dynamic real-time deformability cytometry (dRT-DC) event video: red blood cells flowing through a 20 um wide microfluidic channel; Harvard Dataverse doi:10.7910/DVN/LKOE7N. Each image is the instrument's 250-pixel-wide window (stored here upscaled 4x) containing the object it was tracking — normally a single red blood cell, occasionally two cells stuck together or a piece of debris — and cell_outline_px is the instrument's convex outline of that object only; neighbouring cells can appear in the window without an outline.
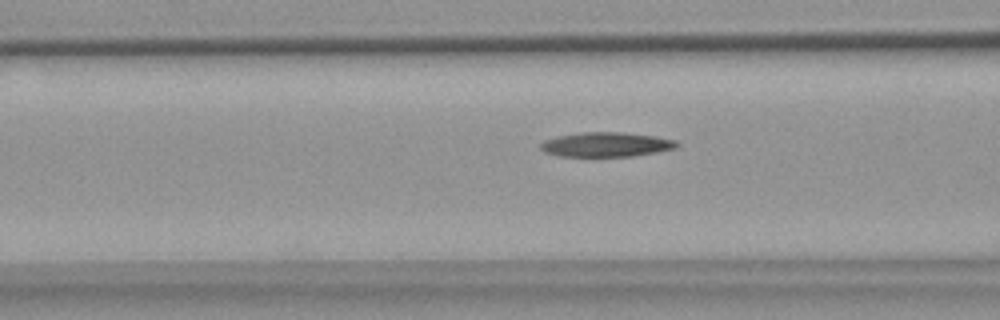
{"species": "common noctule bat (a hibernating species)", "species_latin": "Nyctalus noctula", "temperature_condition": "warm", "stored_images_in_passage": 55, "camera_frame_rate_fps": 3000, "um_per_image_px": 0.085, "animal": {"sex": "female", "body_mass_g": 18.4}, "frame": {"image": 1, "passage_image": 21, "time_ms": 6.667, "image_size_px": [1000, 320], "cell_outline_px": [[680, 144], [676, 148], [656, 152], [632, 156], [560, 156], [544, 152], [540, 148], [540, 144], [544, 140], [560, 136], [584, 132], [620, 132], [656, 136], [676, 140]], "centroid_in_image_um": [51.55, 12.28], "position_along_channel_um": 115.0, "area_um2": 19.36}}
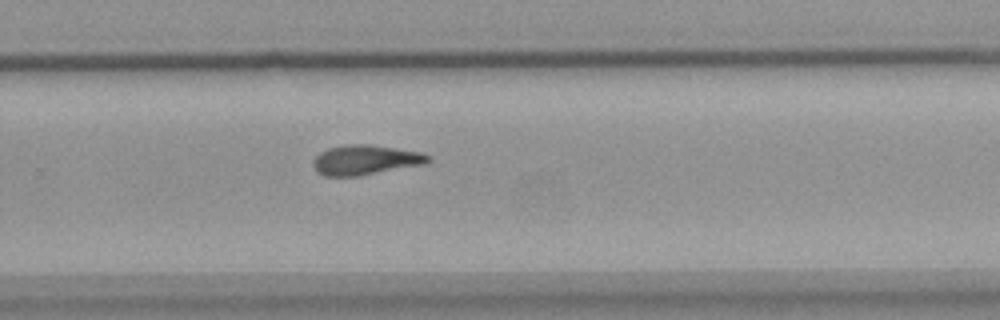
{"frame": {"image": 2, "passage_image": 36, "time_ms": 11.667, "image_size_px": [1000, 320], "cell_outline_px": [[432, 160], [428, 164], [360, 176], [324, 176], [316, 172], [312, 164], [312, 160], [320, 152], [328, 148], [344, 144], [368, 144], [396, 148], [420, 152], [432, 156]], "centroid_in_image_um": [31.08, 13.6], "position_along_channel_um": 298.7, "area_um2": 20.46}}
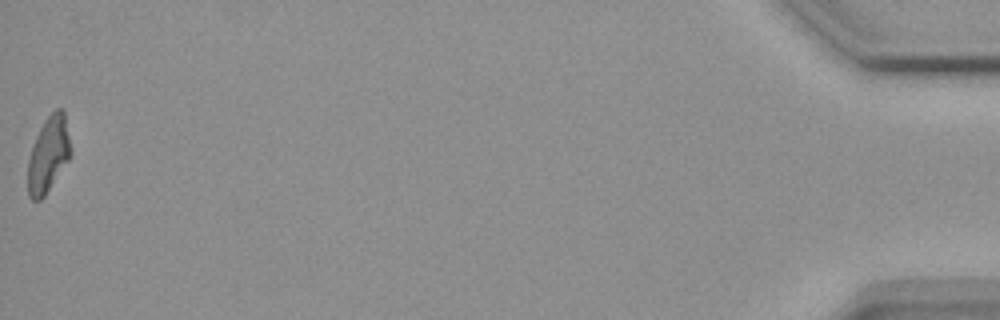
{"frame": {"image": 3, "passage_image": 55, "time_ms": 18.0, "image_size_px": [1000, 320], "cell_outline_px": [[72, 152], [68, 160], [44, 196], [40, 200], [32, 200], [28, 196], [28, 160], [36, 136], [44, 120], [56, 108], [60, 108], [64, 112]], "centroid_in_image_um": [4.11, 13.13], "position_along_channel_um": 431.1, "area_um2": 18.61}, "authors_computed_cell_mechanics": {"area_um2": 19.7676, "velocity_mm_per_s": 3.6798, "shape_relaxation_time_tau1_ms": null, "shape_relaxation_time_tau2_ms": 4.1618, "deformation_change_tau1": null, "deformation_change_tau2": 0.1382}}